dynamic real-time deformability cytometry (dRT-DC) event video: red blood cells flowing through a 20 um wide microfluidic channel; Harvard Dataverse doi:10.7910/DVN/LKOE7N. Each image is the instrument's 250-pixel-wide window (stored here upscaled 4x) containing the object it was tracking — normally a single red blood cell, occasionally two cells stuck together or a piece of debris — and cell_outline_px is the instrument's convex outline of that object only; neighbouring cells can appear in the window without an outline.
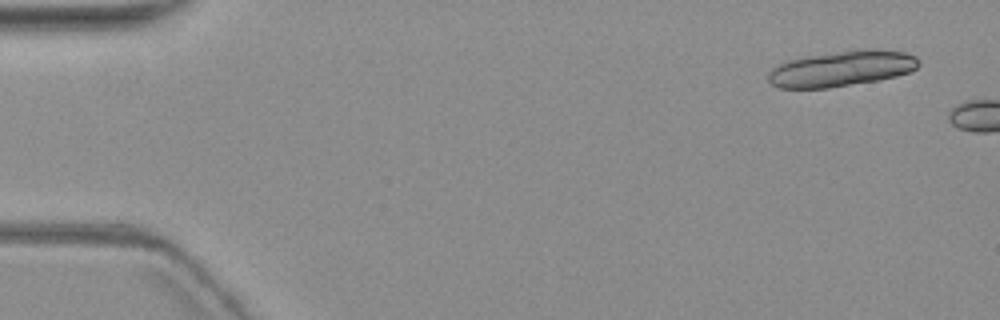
{"species": "common noctule bat (a hibernating species)", "species_latin": "Nyctalus noctula", "temperature_condition": "warm", "stored_images_in_passage": 2, "camera_frame_rate_fps": 3000, "um_per_image_px": 0.085, "animal": {"sex": "female", "body_mass_g": 19.3, "forearm_length_mm": 54.1}, "frame": {"image": 1, "passage_image": 1, "time_ms": 0.0, "image_size_px": [1000, 320], "cell_outline_px": [[920, 64], [916, 68], [908, 72], [896, 76], [880, 80], [828, 88], [780, 88], [772, 84], [768, 80], [768, 72], [776, 64], [784, 60], [808, 56], [864, 48], [876, 48], [904, 52], [916, 56]], "centroid_in_image_um": [71.52, 5.82], "position_along_channel_um": 13.5, "area_um2": 31.5}}